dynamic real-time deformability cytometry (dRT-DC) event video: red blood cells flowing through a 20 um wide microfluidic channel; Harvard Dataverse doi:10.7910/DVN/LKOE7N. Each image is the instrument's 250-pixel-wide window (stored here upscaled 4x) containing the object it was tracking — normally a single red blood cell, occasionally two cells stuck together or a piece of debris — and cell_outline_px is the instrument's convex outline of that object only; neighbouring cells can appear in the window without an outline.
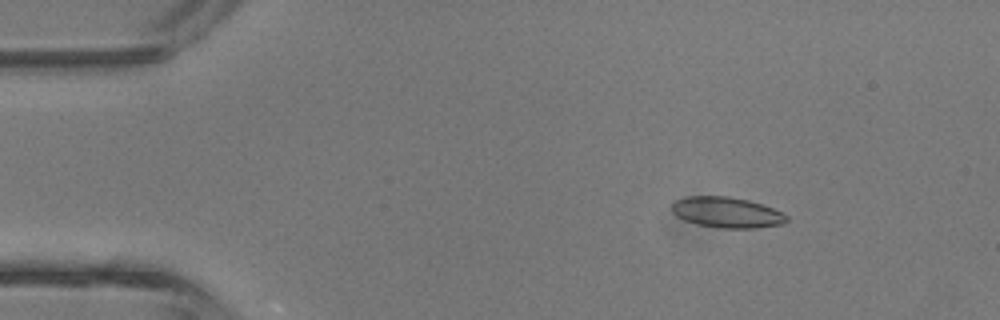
{"species": "common noctule bat (a hibernating species)", "species_latin": "Nyctalus noctula", "temperature_condition": "room temperature", "stored_images_in_passage": 12, "camera_frame_rate_fps": 3000, "um_per_image_px": 0.085, "animal": {"sex": "male", "body_mass_g": 13.3}, "frame": {"image": 1, "passage_image": 6, "time_ms": 1.667, "image_size_px": [1000, 320], "cell_outline_px": [[788, 220], [780, 224], [756, 228], [724, 228], [700, 224], [684, 220], [676, 216], [672, 212], [672, 204], [676, 200], [688, 196], [728, 196], [748, 200], [772, 208], [788, 216]], "centroid_in_image_um": [61.76, 18.05], "position_along_channel_um": 23.2, "area_um2": 20.23}}